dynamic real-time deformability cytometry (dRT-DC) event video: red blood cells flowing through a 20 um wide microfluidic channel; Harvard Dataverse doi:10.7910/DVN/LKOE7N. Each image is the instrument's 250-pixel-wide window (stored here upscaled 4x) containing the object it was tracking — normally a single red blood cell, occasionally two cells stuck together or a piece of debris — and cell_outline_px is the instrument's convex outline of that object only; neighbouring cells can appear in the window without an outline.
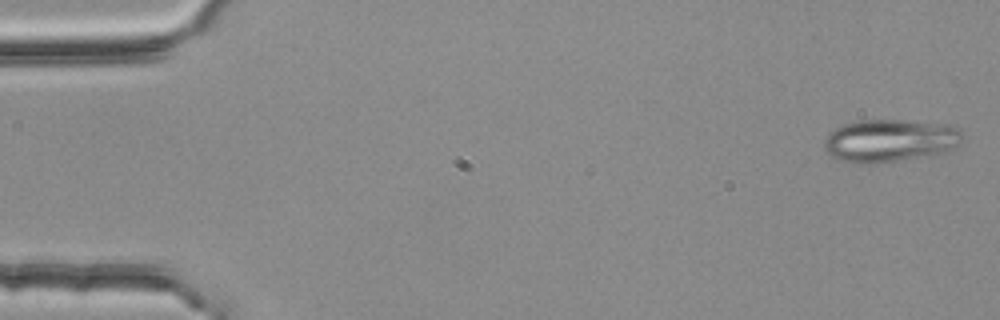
{"species": "common noctule bat (a hibernating species)", "species_latin": "Nyctalus noctula", "temperature_condition": "room temperature", "stored_images_in_passage": 5, "camera_frame_rate_fps": 3000, "um_per_image_px": 0.085, "animal": {"sex": "female", "body_mass_g": 25.1}, "frame": {"image": 1, "passage_image": 1, "time_ms": 0.0, "image_size_px": [1000, 320], "cell_outline_px": [[960, 140], [952, 148], [944, 152], [876, 164], [860, 164], [840, 160], [832, 156], [824, 148], [824, 140], [836, 128], [860, 120], [904, 120], [948, 124], [960, 128]], "centroid_in_image_um": [75.62, 11.95], "position_along_channel_um": 9.4, "area_um2": 33.93}}